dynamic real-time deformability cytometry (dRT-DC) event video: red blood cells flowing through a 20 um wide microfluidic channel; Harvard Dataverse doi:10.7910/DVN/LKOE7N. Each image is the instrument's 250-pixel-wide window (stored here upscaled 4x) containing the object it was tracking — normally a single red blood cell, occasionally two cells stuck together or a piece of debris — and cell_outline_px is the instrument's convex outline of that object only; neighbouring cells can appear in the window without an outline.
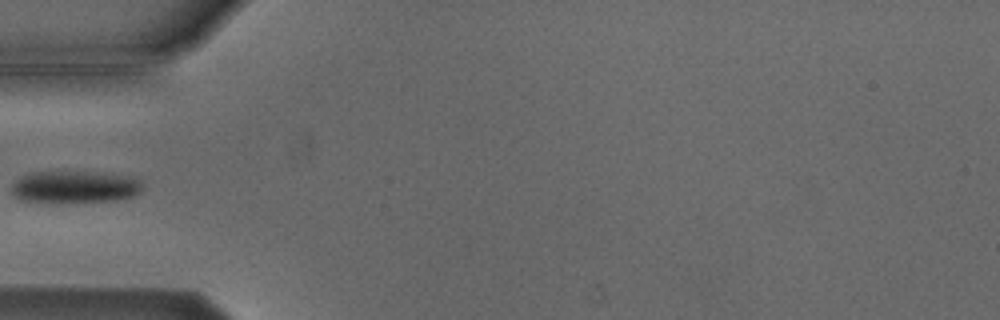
{"species": "Egyptian fruit bat (a non-hibernating species)", "species_latin": "Rousettus aegyptiacus", "temperature_condition": "cold", "stored_images_in_passage": 5, "camera_frame_rate_fps": 3000, "um_per_image_px": 0.085, "animal": {"sex": "male"}, "frame": {"image": 1, "passage_image": 5, "time_ms": 4.667, "image_size_px": [1000, 320], "cell_outline_px": [[144, 184], [140, 192], [136, 196], [116, 200], [60, 204], [20, 200], [12, 192], [12, 184], [20, 176], [28, 172], [64, 168], [112, 172], [132, 176], [140, 180]], "centroid_in_image_um": [6.38, 15.83], "position_along_channel_um": 78.6, "area_um2": 26.76}}